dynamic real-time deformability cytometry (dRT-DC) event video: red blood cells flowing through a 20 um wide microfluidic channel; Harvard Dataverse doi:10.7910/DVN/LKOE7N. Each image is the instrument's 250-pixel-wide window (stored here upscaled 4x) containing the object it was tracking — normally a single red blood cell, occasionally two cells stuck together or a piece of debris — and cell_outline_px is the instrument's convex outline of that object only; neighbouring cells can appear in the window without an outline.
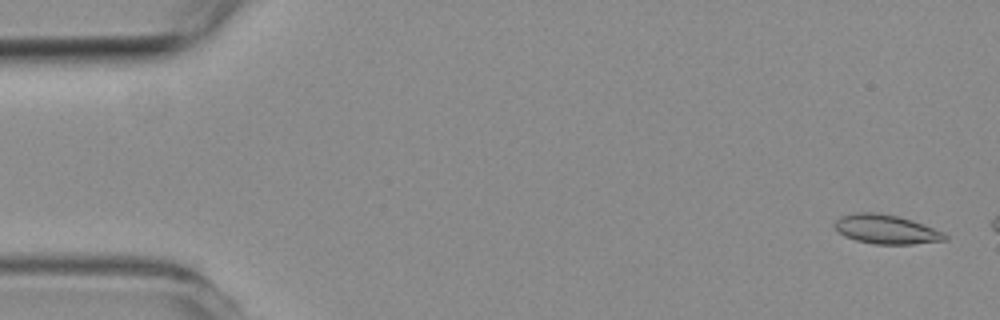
{"species": "common noctule bat (a hibernating species)", "species_latin": "Nyctalus noctula", "temperature_condition": "room temperature", "stored_images_in_passage": 4, "camera_frame_rate_fps": 3000, "um_per_image_px": 0.085, "animal": {"sex": "female", "body_mass_g": 19.3, "forearm_length_mm": 54.1}, "frame": {"image": 1, "passage_image": 1, "time_ms": 0.0, "image_size_px": [1000, 320], "cell_outline_px": [[948, 240], [912, 244], [872, 244], [856, 240], [844, 236], [832, 224], [840, 216], [852, 212], [876, 212], [896, 216], [912, 220], [944, 232], [948, 236]], "centroid_in_image_um": [75.31, 19.49], "position_along_channel_um": 9.7, "area_um2": 18.84}}